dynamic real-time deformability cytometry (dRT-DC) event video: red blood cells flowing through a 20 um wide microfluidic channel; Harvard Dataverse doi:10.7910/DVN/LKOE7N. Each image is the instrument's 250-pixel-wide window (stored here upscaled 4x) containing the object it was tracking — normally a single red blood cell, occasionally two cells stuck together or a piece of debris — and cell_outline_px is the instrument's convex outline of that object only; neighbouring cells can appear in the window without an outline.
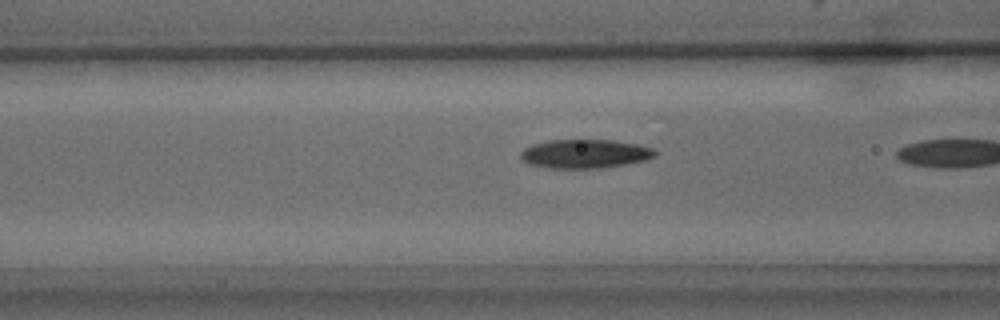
{"species": "common noctule bat (a hibernating species)", "species_latin": "Nyctalus noctula", "temperature_condition": "warm", "stored_images_in_passage": 11, "camera_frame_rate_fps": 3000, "um_per_image_px": 0.085, "animal": {"sex": "male", "body_mass_g": 15.6}, "frame": {"image": 1, "passage_image": 10, "time_ms": 3.0, "image_size_px": [1000, 320], "cell_outline_px": [[656, 156], [648, 160], [628, 164], [600, 168], [548, 168], [532, 164], [524, 160], [520, 156], [520, 152], [524, 148], [532, 144], [548, 140], [612, 140], [636, 144], [652, 148], [656, 152]], "centroid_in_image_um": [49.74, 13.07], "position_along_channel_um": 116.9, "area_um2": 22.6}}